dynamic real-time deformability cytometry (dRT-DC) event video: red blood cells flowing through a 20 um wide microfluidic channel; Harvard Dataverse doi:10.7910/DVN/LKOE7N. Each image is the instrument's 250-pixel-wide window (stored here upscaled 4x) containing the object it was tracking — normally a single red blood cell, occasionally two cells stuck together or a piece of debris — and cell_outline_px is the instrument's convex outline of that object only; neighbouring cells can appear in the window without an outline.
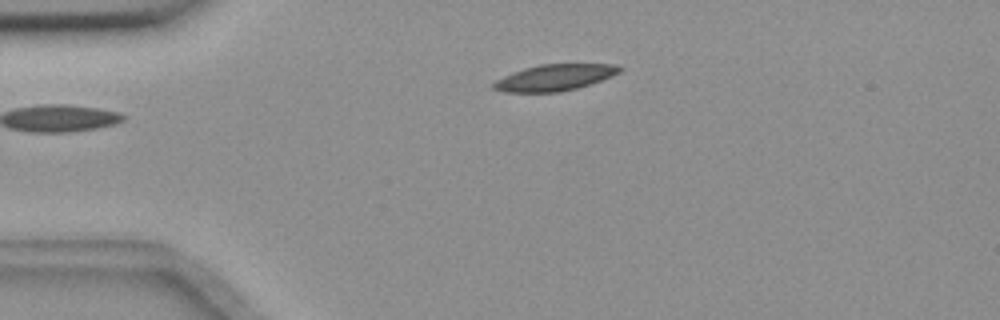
{"species": "common noctule bat (a hibernating species)", "species_latin": "Nyctalus noctula", "temperature_condition": "room temperature", "stored_images_in_passage": 2, "camera_frame_rate_fps": 3000, "um_per_image_px": 0.085, "animal": {"sex": "female", "body_mass_g": 18.4}, "frame": {"image": 1, "passage_image": 2, "time_ms": 0.333, "image_size_px": [1000, 320], "cell_outline_px": [[624, 68], [620, 72], [612, 76], [576, 88], [560, 92], [504, 92], [492, 88], [492, 84], [496, 80], [512, 72], [524, 68], [540, 64], [616, 64]], "centroid_in_image_um": [47.14, 6.58], "position_along_channel_um": 37.9, "area_um2": 19.25}}